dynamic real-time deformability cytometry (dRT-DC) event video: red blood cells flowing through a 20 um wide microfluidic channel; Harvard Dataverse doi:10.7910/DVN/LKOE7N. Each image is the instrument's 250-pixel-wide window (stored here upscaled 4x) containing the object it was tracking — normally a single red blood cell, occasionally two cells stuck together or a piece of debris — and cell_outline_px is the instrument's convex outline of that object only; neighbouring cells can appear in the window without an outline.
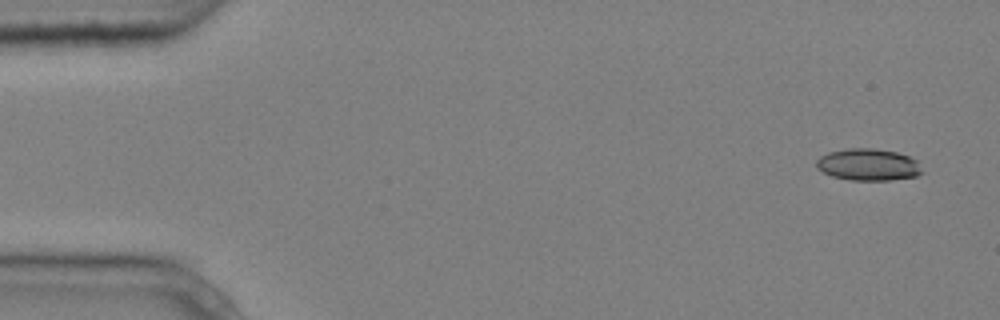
{"species": "common noctule bat (a hibernating species)", "species_latin": "Nyctalus noctula", "temperature_condition": "cold", "stored_images_in_passage": 4, "camera_frame_rate_fps": 3000, "um_per_image_px": 0.085, "animal": {"sex": "male", "body_mass_g": 20.4}, "frame": {"image": 1, "passage_image": 1, "time_ms": 0.0, "image_size_px": [1000, 320], "cell_outline_px": [[924, 172], [916, 176], [888, 180], [852, 180], [832, 176], [816, 168], [816, 160], [820, 156], [828, 152], [848, 148], [872, 148], [896, 152], [908, 156], [916, 160]], "centroid_in_image_um": [73.78, 13.99], "position_along_channel_um": 11.2, "area_um2": 19.59}}
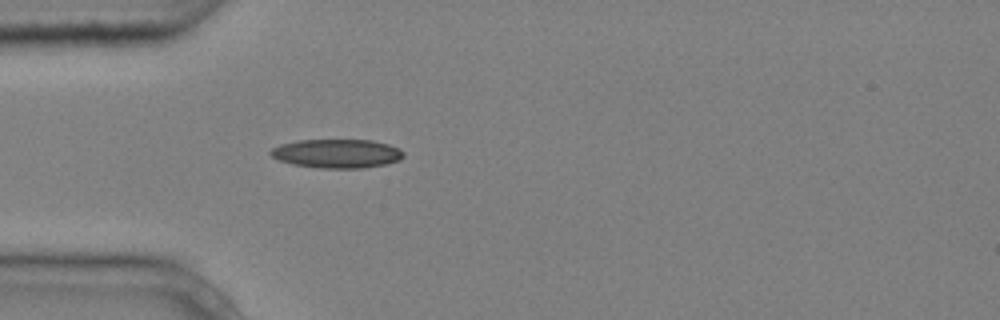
{"frame": {"image": 2, "passage_image": 4, "time_ms": 1.0, "image_size_px": [1000, 320], "cell_outline_px": [[404, 156], [400, 160], [388, 164], [364, 168], [320, 168], [292, 164], [280, 160], [272, 156], [268, 152], [272, 148], [280, 144], [300, 140], [372, 140], [388, 144], [400, 148], [404, 152]], "centroid_in_image_um": [28.68, 13.05], "position_along_channel_um": 56.3, "area_um2": 22.48}}